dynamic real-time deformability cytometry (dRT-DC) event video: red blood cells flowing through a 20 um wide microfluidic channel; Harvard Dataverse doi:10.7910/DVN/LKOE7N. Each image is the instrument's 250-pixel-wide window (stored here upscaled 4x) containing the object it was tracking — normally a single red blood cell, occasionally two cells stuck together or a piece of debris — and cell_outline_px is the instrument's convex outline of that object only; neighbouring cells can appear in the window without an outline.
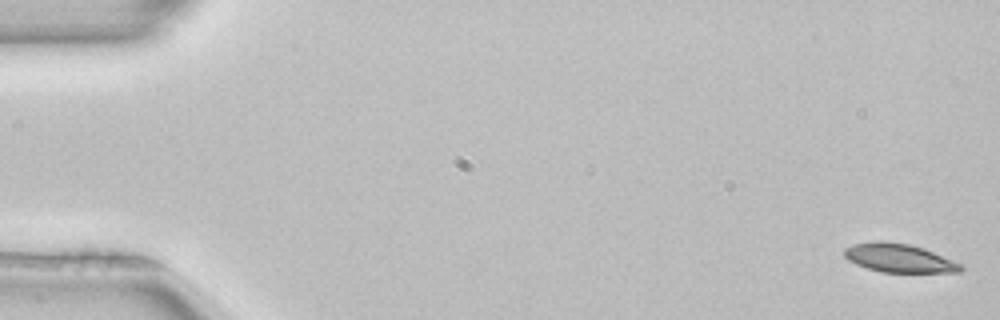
{"species": "common noctule bat (a hibernating species)", "species_latin": "Nyctalus noctula", "temperature_condition": "room temperature", "stored_images_in_passage": 51, "camera_frame_rate_fps": 3000, "um_per_image_px": 0.085, "animal": {"sex": "female", "body_mass_g": 22.7, "forearm_length_mm": 54.2}, "frame": {"image": 1, "passage_image": 1, "time_ms": 0.0, "image_size_px": [1000, 320], "cell_outline_px": [[964, 268], [960, 272], [880, 272], [856, 264], [848, 260], [844, 256], [844, 248], [852, 244], [872, 240], [884, 240], [912, 244], [924, 248], [964, 264]], "centroid_in_image_um": [76.43, 21.91], "position_along_channel_um": 8.6, "area_um2": 19.83}}
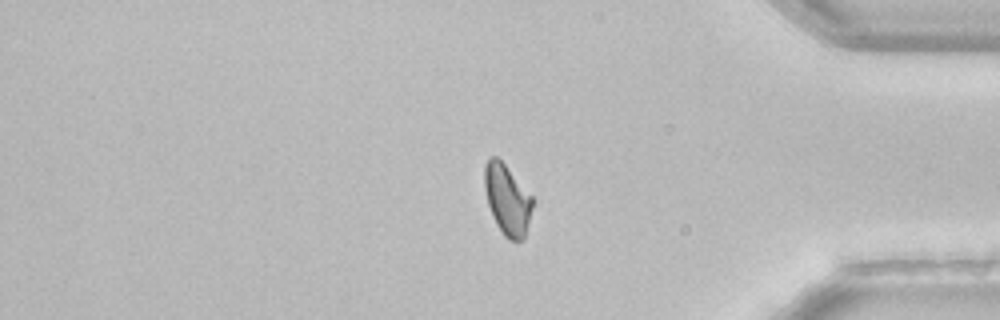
{"frame": {"image": 2, "passage_image": 43, "time_ms": 14.0, "image_size_px": [1000, 320], "cell_outline_px": [[532, 208], [524, 240], [508, 240], [504, 236], [496, 224], [492, 216], [488, 204], [484, 188], [484, 164], [488, 156], [496, 156], [504, 164], [532, 196]], "centroid_in_image_um": [43.08, 16.97], "position_along_channel_um": 392.1, "area_um2": 19.65}}
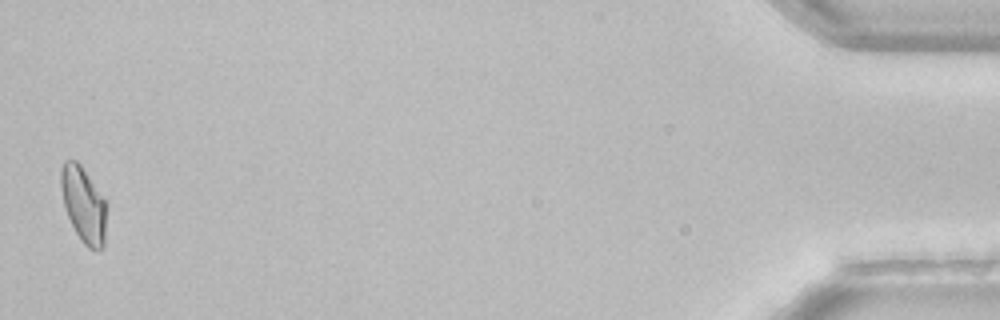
{"frame": {"image": 3, "passage_image": 51, "time_ms": 16.667, "image_size_px": [1000, 320], "cell_outline_px": [[108, 208], [104, 248], [100, 252], [96, 252], [88, 248], [80, 240], [68, 216], [64, 204], [60, 188], [60, 168], [64, 160], [76, 160], [80, 164], [108, 204]], "centroid_in_image_um": [7.14, 17.44], "position_along_channel_um": 428.1, "area_um2": 20.63}, "authors_computed_cell_mechanics": {"area_um2": 20.2878, "velocity_mm_per_s": 3.9769, "shape_relaxation_time_tau1_ms": 7.4229, "shape_relaxation_time_tau2_ms": null, "deformation_change_tau1": 0.1917, "deformation_change_tau2": null}}